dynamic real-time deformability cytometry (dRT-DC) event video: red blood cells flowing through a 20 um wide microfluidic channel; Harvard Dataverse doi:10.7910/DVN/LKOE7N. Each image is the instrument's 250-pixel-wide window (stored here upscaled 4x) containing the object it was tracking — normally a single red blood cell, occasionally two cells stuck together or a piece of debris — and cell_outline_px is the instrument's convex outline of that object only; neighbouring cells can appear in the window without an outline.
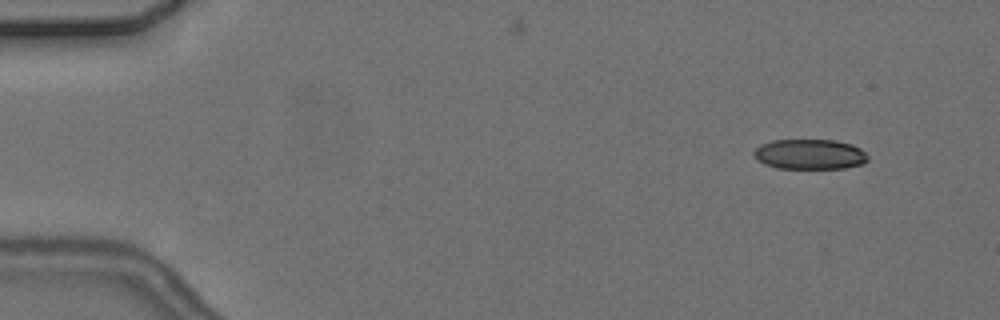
{"species": "common noctule bat (a hibernating species)", "species_latin": "Nyctalus noctula", "temperature_condition": "cold", "stored_images_in_passage": 5, "camera_frame_rate_fps": 3000, "um_per_image_px": 0.085, "animal": {"sex": "female", "body_mass_g": 24.6, "forearm_length_mm": 56.2}, "frame": {"image": 1, "passage_image": 2, "time_ms": 1.333, "image_size_px": [1000, 320], "cell_outline_px": [[868, 160], [864, 164], [844, 168], [776, 168], [764, 164], [756, 160], [752, 152], [760, 144], [772, 140], [836, 140], [852, 144], [860, 148], [868, 156]], "centroid_in_image_um": [68.82, 13.11], "position_along_channel_um": 16.2, "area_um2": 20.23}}
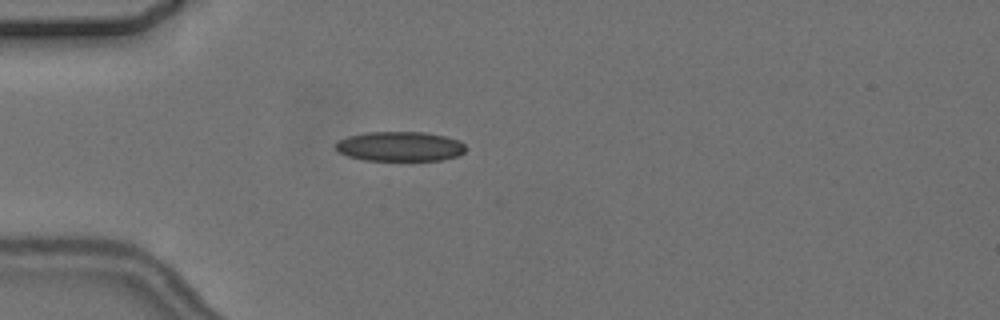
{"frame": {"image": 2, "passage_image": 5, "time_ms": 5.0, "image_size_px": [1000, 320], "cell_outline_px": [[468, 148], [460, 156], [440, 160], [364, 160], [348, 156], [340, 152], [332, 144], [348, 136], [364, 132], [424, 132], [448, 136], [460, 140]], "centroid_in_image_um": [34.04, 12.44], "position_along_channel_um": 51.0, "area_um2": 22.77}}